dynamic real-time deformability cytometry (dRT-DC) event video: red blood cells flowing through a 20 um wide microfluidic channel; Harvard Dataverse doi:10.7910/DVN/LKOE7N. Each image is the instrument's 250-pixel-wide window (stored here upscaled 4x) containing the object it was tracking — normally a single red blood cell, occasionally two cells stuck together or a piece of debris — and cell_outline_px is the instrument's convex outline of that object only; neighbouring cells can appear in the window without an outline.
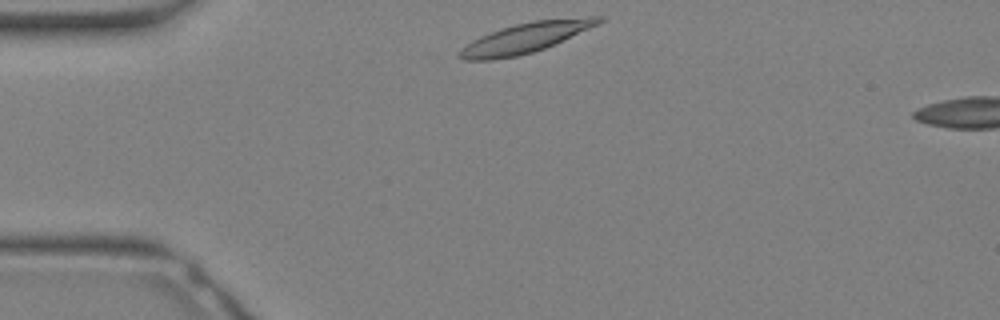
{"species": "Egyptian fruit bat (a non-hibernating species)", "species_latin": "Rousettus aegyptiacus", "temperature_condition": "warm", "stored_images_in_passage": 4, "camera_frame_rate_fps": 3000, "um_per_image_px": 0.085, "animal": {"sex": "female"}, "frame": {"image": 1, "passage_image": 1, "time_ms": 0.0, "image_size_px": [1000, 320], "cell_outline_px": [[604, 20], [600, 24], [544, 48], [532, 52], [516, 56], [492, 60], [464, 60], [460, 56], [460, 48], [472, 40], [480, 36], [500, 28], [532, 20], [588, 16], [604, 16]], "centroid_in_image_um": [44.7, 3.19], "position_along_channel_um": 40.3, "area_um2": 24.33}}